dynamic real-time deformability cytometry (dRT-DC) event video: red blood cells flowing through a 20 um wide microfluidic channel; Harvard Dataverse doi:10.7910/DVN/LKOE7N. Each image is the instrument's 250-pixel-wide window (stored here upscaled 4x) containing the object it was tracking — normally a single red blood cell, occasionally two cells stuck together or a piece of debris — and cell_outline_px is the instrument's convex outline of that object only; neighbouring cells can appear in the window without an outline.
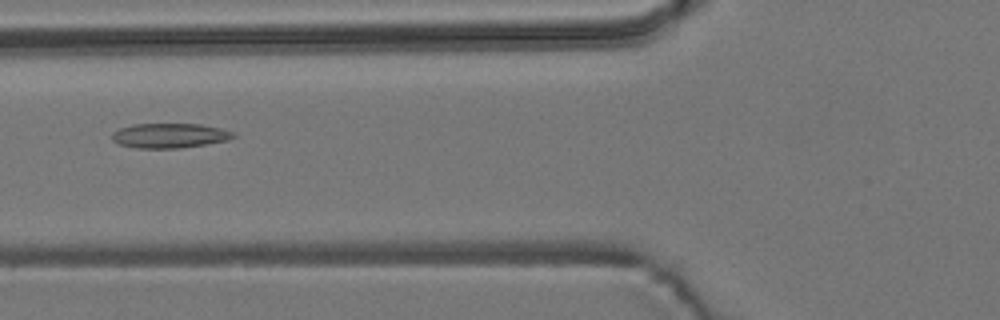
{"species": "common noctule bat (a hibernating species)", "species_latin": "Nyctalus noctula", "temperature_condition": "room temperature", "stored_images_in_passage": 36, "camera_frame_rate_fps": 3000, "um_per_image_px": 0.085, "animal": {"sex": "male", "body_mass_g": 19.2, "forearm_length_mm": 51.8}, "frame": {"image": 1, "passage_image": 8, "time_ms": 2.333, "image_size_px": [1000, 320], "cell_outline_px": [[236, 136], [228, 140], [180, 148], [136, 148], [120, 144], [112, 140], [112, 132], [120, 128], [132, 124], [200, 124], [220, 128], [232, 132]], "centroid_in_image_um": [14.39, 11.52], "position_along_channel_um": 111.4, "area_um2": 17.34}}
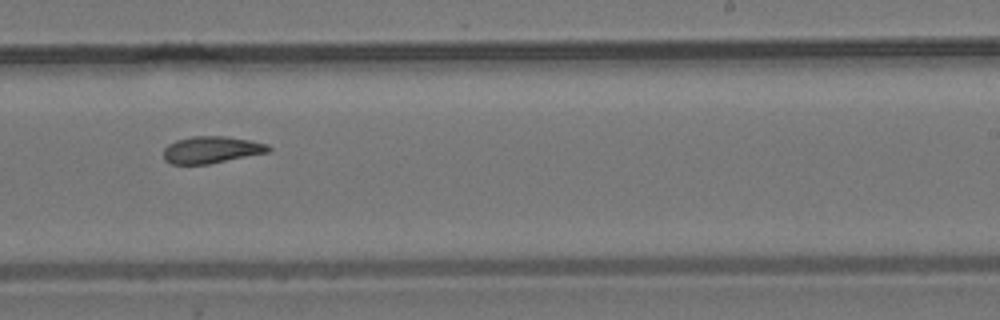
{"frame": {"image": 2, "passage_image": 21, "time_ms": 6.667, "image_size_px": [1000, 320], "cell_outline_px": [[272, 148], [268, 152], [208, 164], [172, 164], [164, 160], [164, 148], [168, 144], [176, 140], [192, 136], [224, 136], [248, 140], [268, 144]], "centroid_in_image_um": [17.95, 12.73], "position_along_channel_um": 271.1, "area_um2": 16.36}}
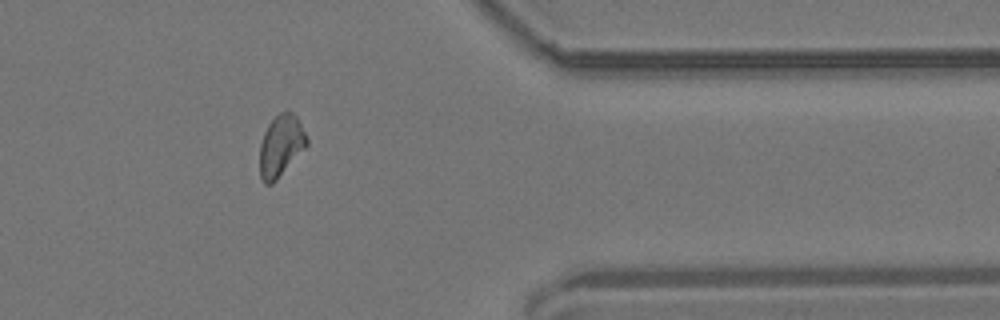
{"frame": {"image": 3, "passage_image": 32, "time_ms": 10.333, "image_size_px": [1000, 320], "cell_outline_px": [[308, 144], [276, 180], [272, 184], [264, 184], [260, 176], [260, 144], [264, 132], [268, 124], [280, 112], [288, 108], [296, 116], [308, 140]], "centroid_in_image_um": [23.86, 12.37], "position_along_channel_um": 387.5, "area_um2": 16.7}, "authors_computed_cell_mechanics": {"area_um2": 16.8198, "velocity_mm_per_s": 3.6915, "shape_relaxation_time_tau1_ms": null, "shape_relaxation_time_tau2_ms": 5.71, "deformation_change_tau1": null, "deformation_change_tau2": 0.1244}}